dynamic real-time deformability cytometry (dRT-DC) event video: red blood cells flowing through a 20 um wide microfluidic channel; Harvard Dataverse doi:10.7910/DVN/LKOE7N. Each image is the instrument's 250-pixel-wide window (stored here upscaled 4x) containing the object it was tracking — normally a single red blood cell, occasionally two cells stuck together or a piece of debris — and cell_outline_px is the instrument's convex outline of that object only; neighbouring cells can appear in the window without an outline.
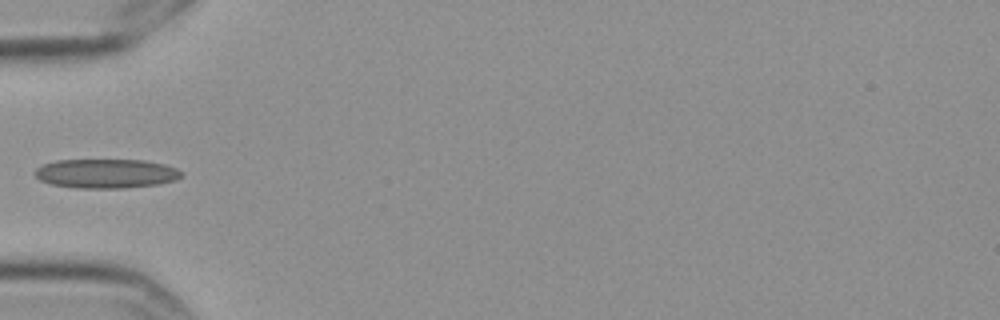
{"species": "Egyptian fruit bat (a non-hibernating species)", "species_latin": "Rousettus aegyptiacus", "temperature_condition": "cold", "stored_images_in_passage": 1, "camera_frame_rate_fps": 3000, "um_per_image_px": 0.085, "frame": {"image": 1, "passage_image": 1, "time_ms": 0.0, "image_size_px": [1000, 320], "cell_outline_px": [[180, 176], [176, 180], [156, 184], [124, 188], [76, 188], [52, 184], [40, 180], [36, 176], [36, 168], [44, 164], [56, 160], [144, 160], [164, 164], [176, 168], [180, 172]], "centroid_in_image_um": [9.0, 14.75], "position_along_channel_um": 76.0, "area_um2": 24.74}}